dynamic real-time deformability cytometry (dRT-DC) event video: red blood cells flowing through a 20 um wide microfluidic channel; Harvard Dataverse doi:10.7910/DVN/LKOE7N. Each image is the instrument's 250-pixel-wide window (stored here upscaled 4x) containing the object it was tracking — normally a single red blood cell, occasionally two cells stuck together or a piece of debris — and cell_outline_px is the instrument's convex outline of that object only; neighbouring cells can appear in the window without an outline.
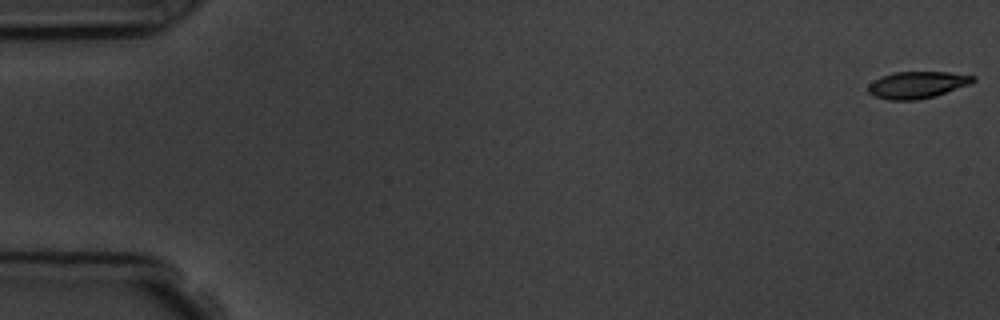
{"species": "common noctule bat (a hibernating species)", "species_latin": "Nyctalus noctula", "temperature_condition": "room temperature", "stored_images_in_passage": 9, "camera_frame_rate_fps": 3000, "um_per_image_px": 0.085, "animal": {"sex": "male", "body_mass_g": 19.5, "forearm_length_mm": 54.6}, "frame": {"image": 1, "passage_image": 1, "time_ms": 0.0, "image_size_px": [1000, 320], "cell_outline_px": [[976, 80], [972, 84], [936, 96], [916, 100], [888, 100], [876, 96], [868, 92], [868, 84], [880, 76], [892, 72], [948, 72], [976, 76]], "centroid_in_image_um": [77.99, 7.21], "position_along_channel_um": 7.0, "area_um2": 16.65}}
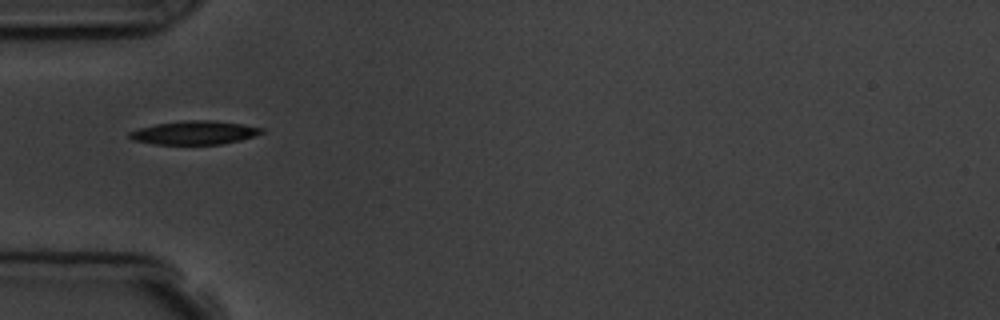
{"frame": {"image": 2, "passage_image": 6, "time_ms": 5.667, "image_size_px": [1000, 320], "cell_outline_px": [[264, 132], [240, 140], [220, 144], [156, 144], [132, 140], [128, 136], [128, 132], [140, 128], [156, 124], [188, 120], [212, 120], [240, 124], [264, 128]], "centroid_in_image_um": [16.51, 11.28], "position_along_channel_um": 68.5, "area_um2": 17.92}}